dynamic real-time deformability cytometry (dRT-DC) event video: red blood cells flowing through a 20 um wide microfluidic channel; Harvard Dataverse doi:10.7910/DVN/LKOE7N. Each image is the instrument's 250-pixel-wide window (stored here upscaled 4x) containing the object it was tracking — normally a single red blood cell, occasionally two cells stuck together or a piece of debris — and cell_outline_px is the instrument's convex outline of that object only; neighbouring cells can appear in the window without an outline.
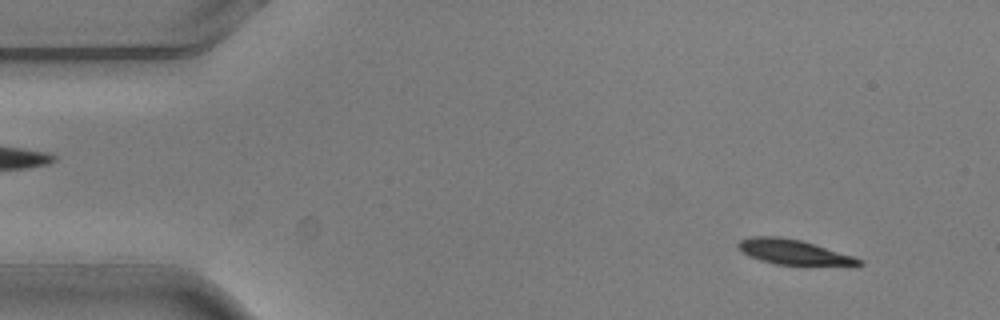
{"species": "common noctule bat (a hibernating species)", "species_latin": "Nyctalus noctula", "temperature_condition": "warm", "stored_images_in_passage": 3, "camera_frame_rate_fps": 3000, "um_per_image_px": 0.085, "animal": {"sex": "male", "body_mass_g": 20.5, "forearm_length_mm": 52.5}, "frame": {"image": 1, "passage_image": 1, "time_ms": 0.0, "image_size_px": [1000, 320], "cell_outline_px": [[864, 264], [776, 264], [760, 260], [748, 256], [736, 248], [736, 244], [740, 240], [752, 236], [780, 236], [800, 240], [852, 256], [864, 260]], "centroid_in_image_um": [67.31, 21.39], "position_along_channel_um": 17.7, "area_um2": 17.05}}